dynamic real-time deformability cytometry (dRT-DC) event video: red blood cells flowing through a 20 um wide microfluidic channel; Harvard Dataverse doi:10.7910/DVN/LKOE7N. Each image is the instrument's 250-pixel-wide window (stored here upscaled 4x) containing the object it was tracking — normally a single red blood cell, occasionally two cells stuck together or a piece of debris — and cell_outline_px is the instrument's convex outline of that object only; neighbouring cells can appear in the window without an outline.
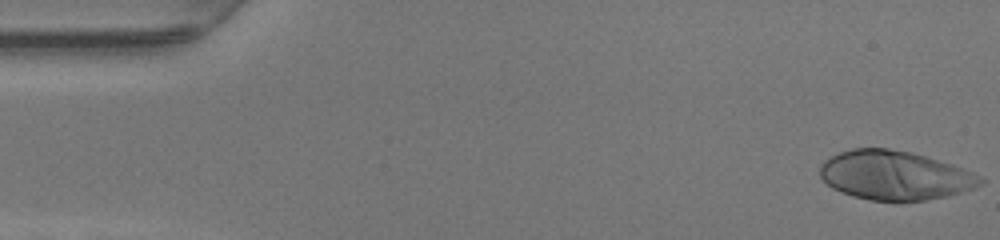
{"species": "human", "species_latin": "Homo sapiens", "temperature_condition": "warm", "stored_images_in_passage": 39, "camera_frame_rate_fps": 3000, "um_per_image_px": 0.085, "donor": {"sex": "female"}, "frame": {"image": 1, "passage_image": 1, "time_ms": 0.0, "image_size_px": [1000, 240], "cell_outline_px": [[984, 184], [976, 188], [948, 196], [900, 204], [896, 204], [868, 200], [852, 196], [840, 192], [832, 188], [820, 176], [820, 164], [824, 160], [840, 152], [852, 148], [888, 148], [912, 152], [952, 164], [972, 172], [980, 176], [984, 180]], "centroid_in_image_um": [76.07, 14.94], "position_along_channel_um": 8.9, "area_um2": 46.82}}
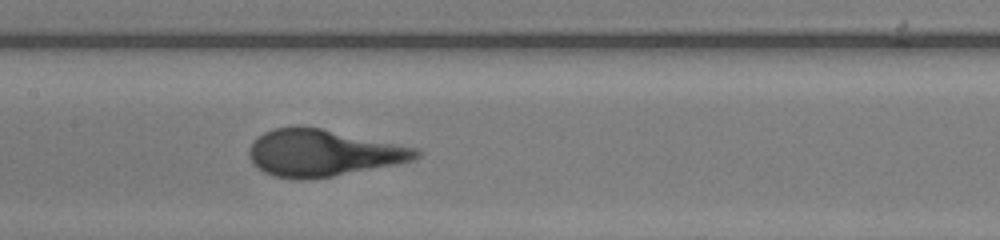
{"frame": {"image": 2, "passage_image": 23, "time_ms": 7.333, "image_size_px": [1000, 240], "cell_outline_px": [[424, 152], [416, 160], [396, 164], [332, 176], [300, 180], [296, 180], [272, 176], [264, 172], [252, 164], [248, 156], [248, 148], [252, 140], [264, 132], [272, 128], [296, 124], [320, 128], [416, 148]], "centroid_in_image_um": [27.37, 12.99], "position_along_channel_um": 180.0, "area_um2": 45.95}}
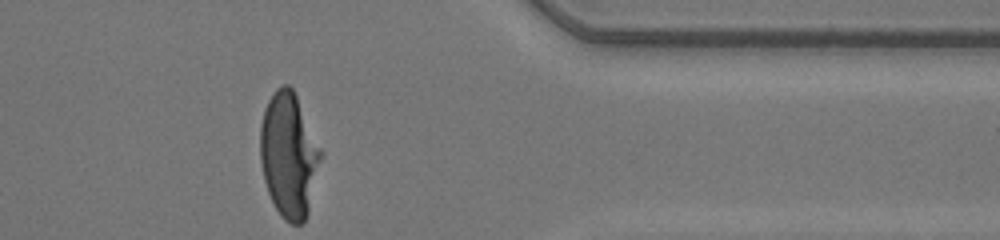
{"frame": {"image": 3, "passage_image": 39, "time_ms": 12.667, "image_size_px": [1000, 240], "cell_outline_px": [[324, 152], [308, 212], [304, 220], [300, 224], [292, 224], [284, 220], [280, 216], [268, 192], [264, 180], [260, 160], [260, 124], [264, 108], [268, 100], [276, 88], [284, 84], [288, 84], [292, 88]], "centroid_in_image_um": [24.56, 13.17], "position_along_channel_um": 386.8, "area_um2": 44.33}, "authors_computed_cell_mechanics": {"area_um2": 44.7372, "velocity_mm_per_s": 4.2411, "shape_relaxation_time_tau1_ms": 4.8022, "shape_relaxation_time_tau2_ms": null, "deformation_change_tau1": 0.2982, "deformation_change_tau2": null}}